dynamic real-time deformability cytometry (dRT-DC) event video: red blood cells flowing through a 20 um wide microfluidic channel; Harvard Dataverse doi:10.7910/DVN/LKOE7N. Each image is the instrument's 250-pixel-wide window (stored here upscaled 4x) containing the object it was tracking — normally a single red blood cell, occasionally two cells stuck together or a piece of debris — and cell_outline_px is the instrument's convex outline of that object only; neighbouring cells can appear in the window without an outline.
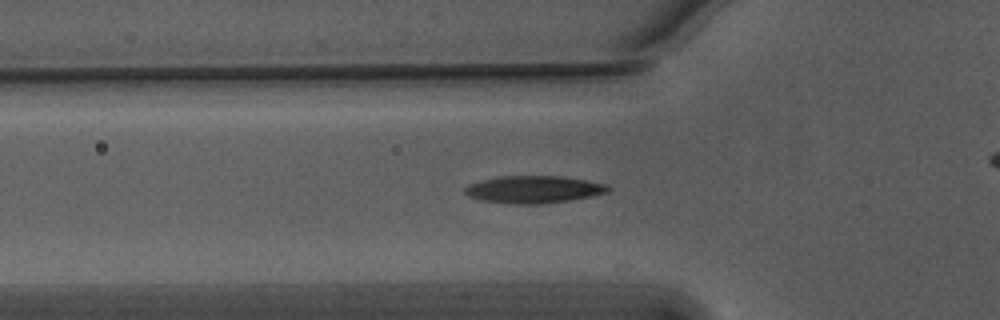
{"species": "Egyptian fruit bat (a non-hibernating species)", "species_latin": "Rousettus aegyptiacus", "temperature_condition": "warm", "stored_images_in_passage": 48, "camera_frame_rate_fps": 3000, "um_per_image_px": 0.085, "animal": {"sex": "male"}, "frame": {"image": 1, "passage_image": 19, "time_ms": 6.0, "image_size_px": [1000, 320], "cell_outline_px": [[612, 188], [608, 192], [592, 196], [568, 200], [540, 204], [512, 204], [480, 200], [468, 196], [464, 192], [464, 188], [468, 184], [480, 180], [500, 176], [560, 176], [588, 180], [604, 184]], "centroid_in_image_um": [45.33, 16.1], "position_along_channel_um": 80.5, "area_um2": 22.89}}
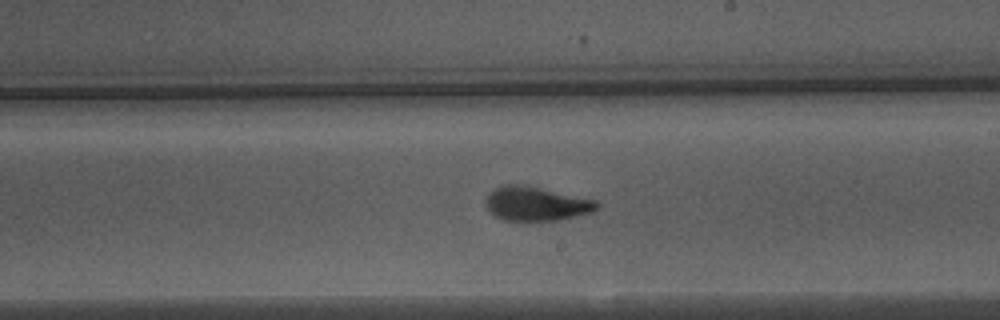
{"frame": {"image": 2, "passage_image": 32, "time_ms": 10.333, "image_size_px": [1000, 320], "cell_outline_px": [[600, 208], [592, 212], [556, 220], [504, 220], [488, 212], [484, 204], [484, 200], [488, 192], [504, 184], [520, 184], [540, 188], [596, 200], [600, 204]], "centroid_in_image_um": [45.53, 17.31], "position_along_channel_um": 243.5, "area_um2": 22.08}}
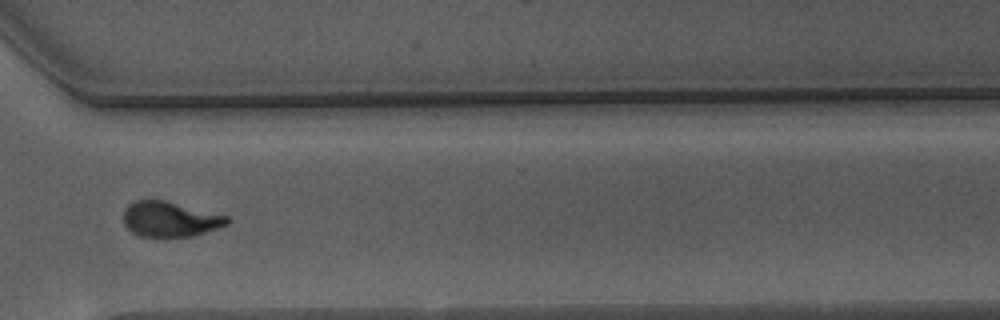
{"frame": {"image": 3, "passage_image": 41, "time_ms": 13.333, "image_size_px": [1000, 320], "cell_outline_px": [[232, 220], [228, 224], [192, 236], [140, 236], [132, 232], [124, 224], [124, 208], [128, 204], [136, 200], [164, 200], [228, 216]], "centroid_in_image_um": [14.44, 18.62], "position_along_channel_um": 356.2, "area_um2": 21.04}, "authors_computed_cell_mechanics": {"area_um2": 21.9351, "velocity_mm_per_s": 3.7625, "shape_relaxation_time_tau1_ms": 3.2197, "shape_relaxation_time_tau2_ms": 1.4104, "deformation_change_tau1": 0.1689, "deformation_change_tau2": 0.0811}}